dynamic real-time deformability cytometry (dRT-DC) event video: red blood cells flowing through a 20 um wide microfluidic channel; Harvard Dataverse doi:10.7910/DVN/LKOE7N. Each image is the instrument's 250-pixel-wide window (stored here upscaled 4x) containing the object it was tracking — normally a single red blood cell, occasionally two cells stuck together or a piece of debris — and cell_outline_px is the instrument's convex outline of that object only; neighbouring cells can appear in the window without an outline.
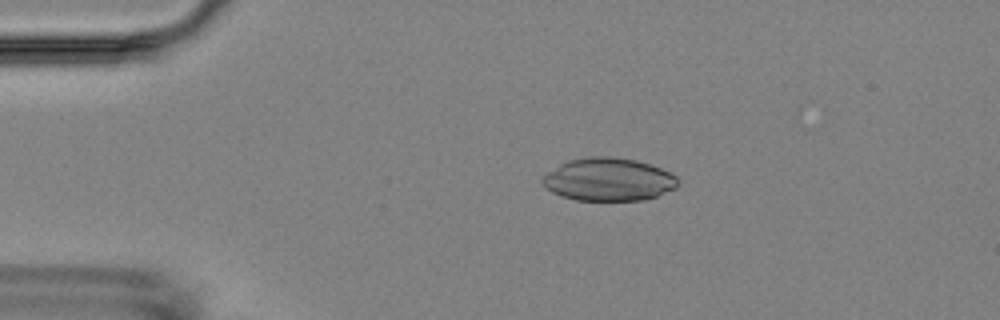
{"species": "Egyptian fruit bat (a non-hibernating species)", "species_latin": "Rousettus aegyptiacus", "temperature_condition": "room temperature", "stored_images_in_passage": 3, "camera_frame_rate_fps": 3000, "um_per_image_px": 0.085, "animal": {"sex": "female"}, "frame": {"image": 1, "passage_image": 1, "time_ms": 0.0, "image_size_px": [1000, 320], "cell_outline_px": [[680, 184], [676, 188], [656, 196], [644, 200], [576, 200], [560, 196], [552, 192], [540, 180], [548, 172], [560, 164], [568, 160], [588, 156], [612, 156], [636, 160], [660, 168], [676, 176], [680, 180]], "centroid_in_image_um": [51.74, 15.25], "position_along_channel_um": 33.3, "area_um2": 33.93}}